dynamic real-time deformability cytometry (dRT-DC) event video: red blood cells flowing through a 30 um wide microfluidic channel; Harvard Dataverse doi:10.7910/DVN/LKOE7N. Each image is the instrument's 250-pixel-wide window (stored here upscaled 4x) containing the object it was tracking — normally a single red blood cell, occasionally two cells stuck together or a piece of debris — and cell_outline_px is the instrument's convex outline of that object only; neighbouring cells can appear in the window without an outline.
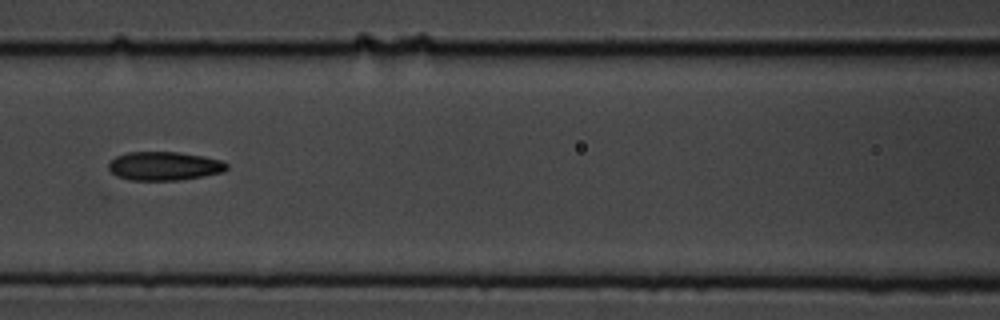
{"species": "common noctule bat (a hibernating species)", "species_latin": "Nyctalus noctula", "temperature_condition": "cold", "stored_images_in_passage": 12, "camera_frame_rate_fps": 3000, "um_per_image_px": 0.085, "animal": {"sex": "male", "body_mass_g": 19.5, "forearm_length_mm": 54.6}, "frame": {"image": 1, "passage_image": 6, "time_ms": 1.667, "image_size_px": [1000, 320], "cell_outline_px": [[228, 168], [224, 172], [204, 176], [180, 180], [128, 180], [116, 176], [108, 168], [108, 164], [116, 156], [128, 152], [176, 152], [204, 156], [220, 160], [228, 164]], "centroid_in_image_um": [13.97, 14.12], "position_along_channel_um": 152.6, "area_um2": 19.83}}
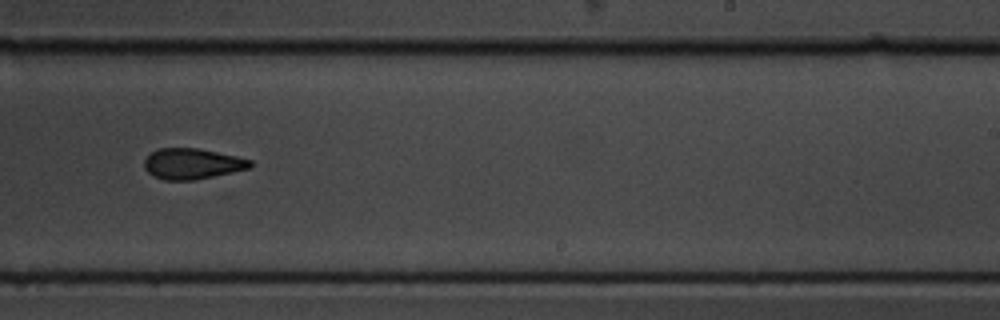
{"frame": {"image": 2, "passage_image": 9, "time_ms": 2.667, "image_size_px": [1000, 320], "cell_outline_px": [[252, 164], [248, 168], [232, 172], [192, 180], [164, 180], [152, 176], [144, 168], [144, 160], [152, 152], [160, 148], [200, 148], [236, 156], [252, 160]], "centroid_in_image_um": [16.31, 13.91], "position_along_channel_um": 272.7, "area_um2": 18.84}}
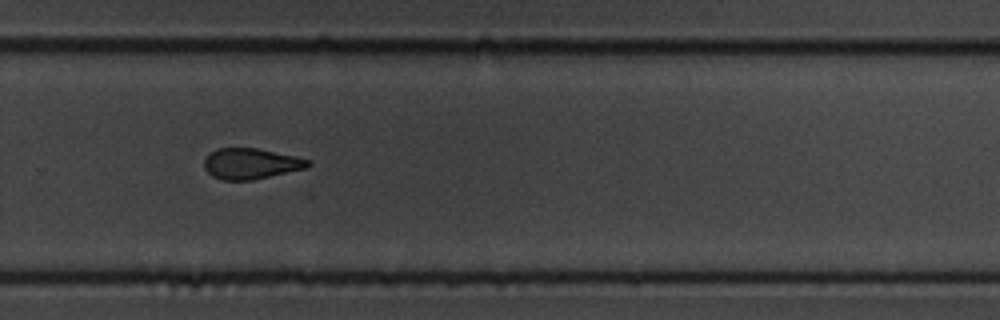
{"frame": {"image": 3, "passage_image": 10, "time_ms": 3.0, "image_size_px": [1000, 320], "cell_outline_px": [[312, 164], [308, 168], [252, 180], [224, 180], [212, 176], [204, 168], [204, 160], [216, 148], [256, 148], [296, 156], [308, 160]], "centroid_in_image_um": [21.34, 13.91], "position_along_channel_um": 308.5, "area_um2": 18.55}}